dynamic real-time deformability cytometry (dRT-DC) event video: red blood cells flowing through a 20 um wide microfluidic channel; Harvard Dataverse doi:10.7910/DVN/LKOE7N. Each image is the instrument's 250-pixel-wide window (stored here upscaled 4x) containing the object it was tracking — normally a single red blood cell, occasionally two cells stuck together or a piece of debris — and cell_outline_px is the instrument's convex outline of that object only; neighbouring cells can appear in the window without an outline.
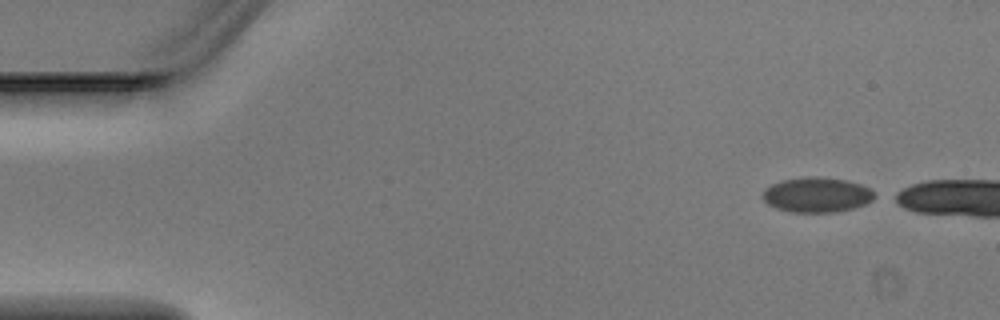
{"species": "Egyptian fruit bat (a non-hibernating species)", "species_latin": "Rousettus aegyptiacus", "temperature_condition": "warm", "stored_images_in_passage": 2, "camera_frame_rate_fps": 3000, "um_per_image_px": 0.085, "animal": {"sex": "male"}, "frame": {"image": 1, "passage_image": 1, "time_ms": 0.0, "image_size_px": [1000, 320], "cell_outline_px": [[880, 196], [864, 204], [852, 208], [836, 212], [788, 212], [776, 208], [768, 204], [764, 200], [764, 192], [772, 184], [784, 180], [808, 176], [820, 176], [844, 180], [860, 184], [868, 188]], "centroid_in_image_um": [69.47, 16.56], "position_along_channel_um": 15.5, "area_um2": 22.66}}